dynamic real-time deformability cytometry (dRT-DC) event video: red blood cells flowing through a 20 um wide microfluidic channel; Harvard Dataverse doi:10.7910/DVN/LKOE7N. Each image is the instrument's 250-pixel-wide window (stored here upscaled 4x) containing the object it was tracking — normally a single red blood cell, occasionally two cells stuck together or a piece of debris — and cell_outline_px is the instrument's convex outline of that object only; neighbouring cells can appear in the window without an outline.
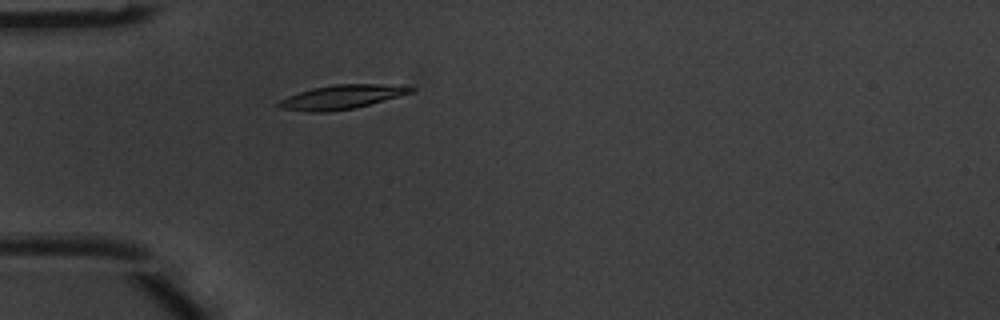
{"species": "common noctule bat (a hibernating species)", "species_latin": "Nyctalus noctula", "temperature_condition": "warm", "stored_images_in_passage": 3, "camera_frame_rate_fps": 3000, "um_per_image_px": 0.085, "animal": {"sex": "male", "body_mass_g": 20.1, "forearm_length_mm": 53.5}, "frame": {"image": 1, "passage_image": 3, "time_ms": 0.667, "image_size_px": [1000, 320], "cell_outline_px": [[416, 88], [412, 92], [400, 96], [352, 108], [328, 112], [308, 112], [276, 108], [276, 104], [280, 100], [288, 96], [312, 88], [336, 84], [380, 84]], "centroid_in_image_um": [28.95, 8.25], "position_along_channel_um": 56.0, "area_um2": 18.26}}